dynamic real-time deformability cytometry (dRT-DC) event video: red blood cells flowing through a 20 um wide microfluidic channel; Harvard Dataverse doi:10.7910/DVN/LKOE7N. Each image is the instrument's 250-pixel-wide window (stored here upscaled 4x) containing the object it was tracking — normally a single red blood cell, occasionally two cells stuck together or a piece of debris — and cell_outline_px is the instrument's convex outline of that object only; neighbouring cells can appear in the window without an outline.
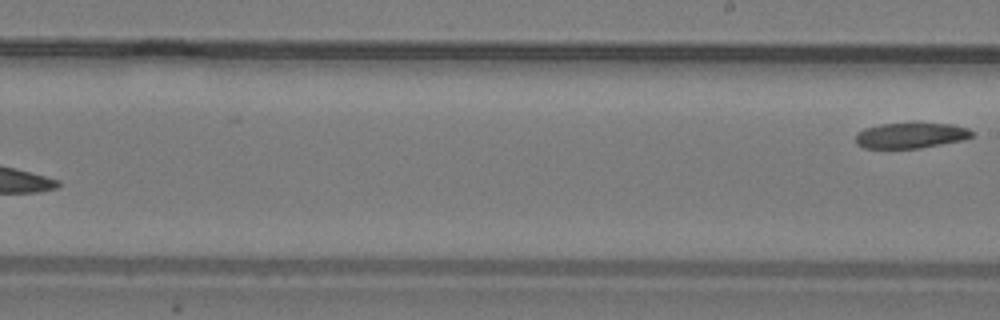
{"species": "common noctule bat (a hibernating species)", "species_latin": "Nyctalus noctula", "temperature_condition": "warm", "stored_images_in_passage": 13, "segment_of_instrument_passage": [2, 2], "camera_frame_rate_fps": 3000, "um_per_image_px": 0.085, "animal": {"sex": "male", "body_mass_g": 19.2, "forearm_length_mm": 51.8}, "frame": {"image": 1, "passage_image": 13, "time_ms": 4.0, "image_size_px": [1000, 320], "cell_outline_px": [[976, 132], [972, 136], [964, 140], [920, 148], [864, 148], [856, 144], [856, 132], [864, 128], [880, 124], [912, 120], [916, 120], [952, 124], [968, 128]], "centroid_in_image_um": [77.44, 11.45], "position_along_channel_um": 211.6, "area_um2": 18.38}}